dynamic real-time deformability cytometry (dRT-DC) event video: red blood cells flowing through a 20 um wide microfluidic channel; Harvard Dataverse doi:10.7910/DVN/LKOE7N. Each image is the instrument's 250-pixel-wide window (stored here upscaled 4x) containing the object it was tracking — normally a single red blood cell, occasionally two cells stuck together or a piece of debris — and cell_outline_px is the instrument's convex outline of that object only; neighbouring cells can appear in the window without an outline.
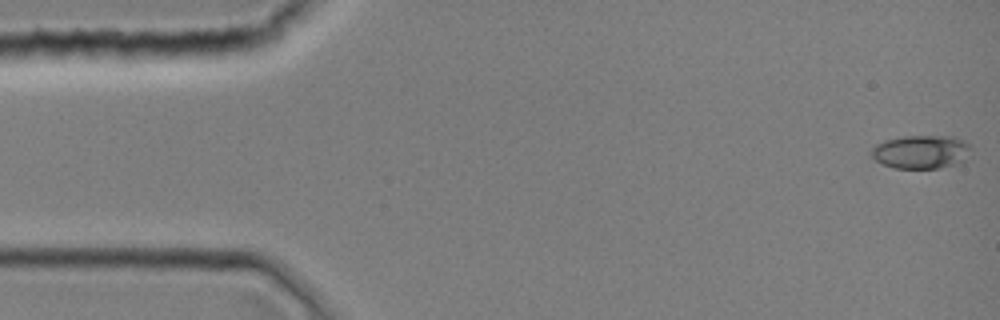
{"species": "common noctule bat (a hibernating species)", "species_latin": "Nyctalus noctula", "temperature_condition": "room temperature", "stored_images_in_passage": 7, "camera_frame_rate_fps": 3000, "um_per_image_px": 0.085, "animal": {"sex": "female", "body_mass_g": 19.0, "forearm_length_mm": 51.5}, "frame": {"image": 1, "passage_image": 1, "time_ms": 0.0, "image_size_px": [1000, 320], "cell_outline_px": [[972, 148], [964, 160], [960, 164], [940, 168], [896, 168], [884, 164], [876, 160], [872, 156], [872, 148], [876, 144], [884, 140], [904, 136], [952, 136], [964, 140]], "centroid_in_image_um": [78.33, 12.9], "position_along_channel_um": 6.7, "area_um2": 19.48}}